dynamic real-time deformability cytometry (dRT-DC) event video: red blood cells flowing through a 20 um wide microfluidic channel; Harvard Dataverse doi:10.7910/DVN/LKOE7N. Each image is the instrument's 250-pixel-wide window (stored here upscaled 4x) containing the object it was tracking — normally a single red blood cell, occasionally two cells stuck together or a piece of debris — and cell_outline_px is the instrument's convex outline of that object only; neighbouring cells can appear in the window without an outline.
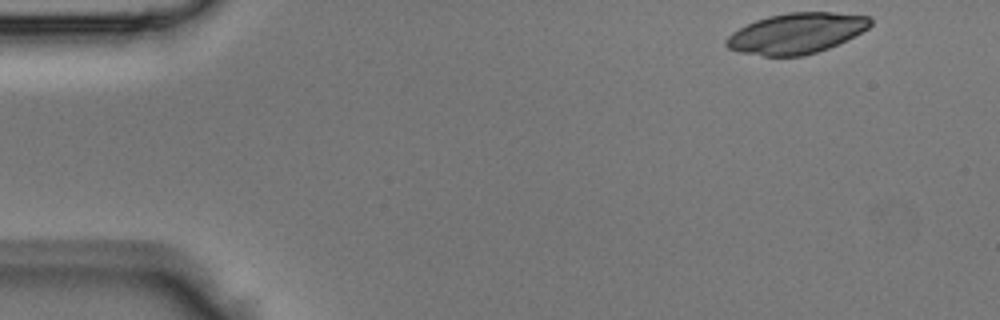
{"species": "Egyptian fruit bat (a non-hibernating species)", "species_latin": "Rousettus aegyptiacus", "temperature_condition": "room temperature", "stored_images_in_passage": 40, "camera_frame_rate_fps": 3000, "um_per_image_px": 0.085, "animal": {"sex": "male"}, "frame": {"image": 1, "passage_image": 1, "time_ms": 0.0, "image_size_px": [1000, 320], "cell_outline_px": [[872, 24], [868, 28], [828, 48], [804, 56], [764, 56], [740, 52], [728, 48], [724, 44], [724, 40], [732, 32], [756, 20], [768, 16], [788, 12], [832, 12], [872, 16]], "centroid_in_image_um": [67.68, 2.82], "position_along_channel_um": 17.3, "area_um2": 33.93}}